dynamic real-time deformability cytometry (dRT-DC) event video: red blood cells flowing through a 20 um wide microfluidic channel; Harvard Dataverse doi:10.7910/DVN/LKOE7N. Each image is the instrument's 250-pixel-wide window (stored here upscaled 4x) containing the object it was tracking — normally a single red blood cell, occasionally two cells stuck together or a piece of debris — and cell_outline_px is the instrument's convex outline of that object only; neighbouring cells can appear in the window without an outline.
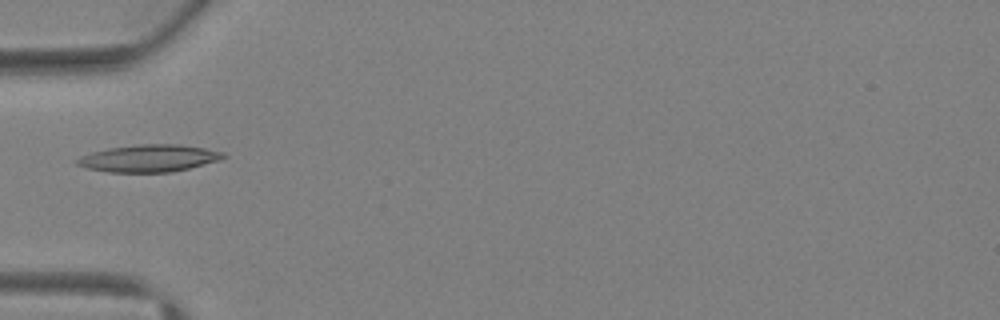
{"species": "Egyptian fruit bat (a non-hibernating species)", "species_latin": "Rousettus aegyptiacus", "temperature_condition": "warm", "stored_images_in_passage": 4, "camera_frame_rate_fps": 3000, "um_per_image_px": 0.085, "animal": {"sex": "female"}, "frame": {"image": 1, "passage_image": 4, "time_ms": 4.333, "image_size_px": [1000, 320], "cell_outline_px": [[228, 156], [220, 160], [172, 172], [108, 172], [88, 168], [76, 164], [72, 160], [80, 156], [92, 152], [108, 148], [136, 144], [180, 144], [204, 148], [224, 152]], "centroid_in_image_um": [12.65, 13.45], "position_along_channel_um": 72.4, "area_um2": 23.29}}